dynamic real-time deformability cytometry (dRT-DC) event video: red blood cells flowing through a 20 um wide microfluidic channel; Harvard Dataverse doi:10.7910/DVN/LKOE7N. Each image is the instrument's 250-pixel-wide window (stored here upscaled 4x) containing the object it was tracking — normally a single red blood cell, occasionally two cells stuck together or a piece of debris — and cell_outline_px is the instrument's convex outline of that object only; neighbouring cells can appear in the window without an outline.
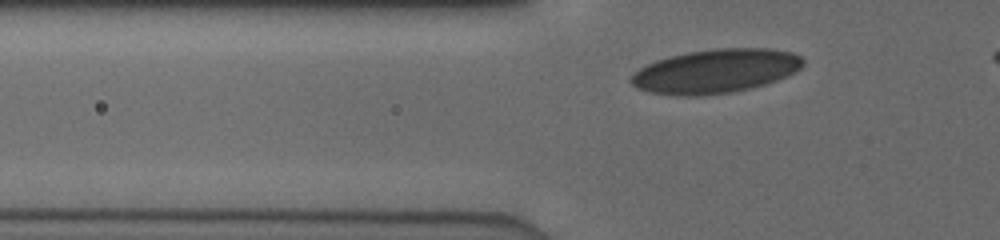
{"species": "human", "species_latin": "Homo sapiens", "temperature_condition": "cold", "stored_images_in_passage": 33, "camera_frame_rate_fps": 3000, "um_per_image_px": 0.085, "donor": {"sex": "male"}, "frame": {"image": 1, "passage_image": 6, "time_ms": 1.667, "image_size_px": [1000, 240], "cell_outline_px": [[804, 60], [800, 68], [776, 80], [728, 92], [652, 92], [640, 88], [632, 84], [632, 76], [640, 68], [656, 60], [672, 56], [692, 52], [724, 48], [764, 48], [788, 52], [800, 56]], "centroid_in_image_um": [60.87, 5.98], "position_along_channel_um": 64.9, "area_um2": 41.27}}
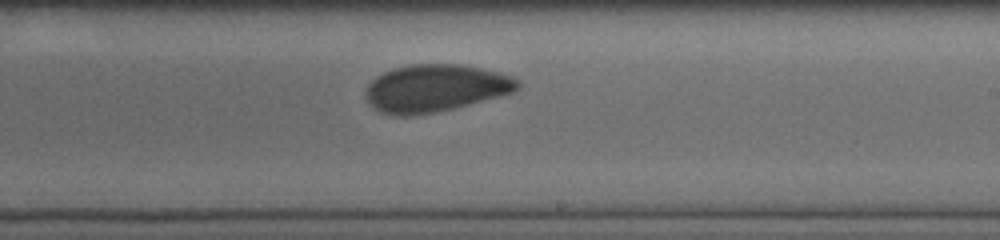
{"frame": {"image": 2, "passage_image": 21, "time_ms": 6.667, "image_size_px": [1000, 240], "cell_outline_px": [[520, 84], [512, 92], [432, 112], [384, 112], [376, 108], [368, 100], [368, 84], [372, 80], [396, 68], [420, 64], [452, 64], [476, 68], [508, 76], [516, 80]], "centroid_in_image_um": [37.01, 7.45], "position_along_channel_um": 252.0, "area_um2": 38.84}}
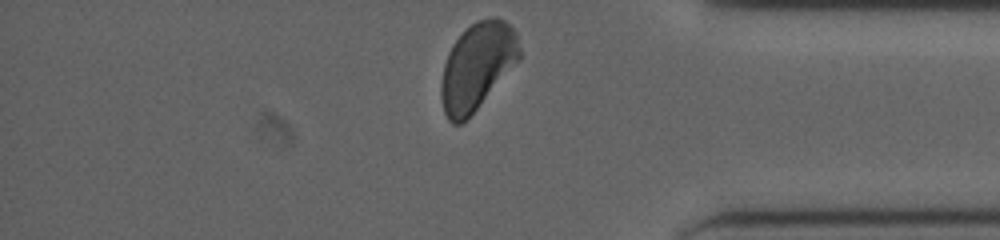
{"frame": {"image": 3, "passage_image": 33, "time_ms": 10.667, "image_size_px": [1000, 240], "cell_outline_px": [[520, 56], [476, 108], [460, 124], [452, 124], [448, 120], [444, 112], [440, 92], [440, 88], [444, 64], [448, 52], [452, 44], [476, 20], [504, 20], [512, 28], [516, 36], [520, 48]], "centroid_in_image_um": [40.5, 5.65], "position_along_channel_um": 394.7, "area_um2": 38.09}, "authors_computed_cell_mechanics": {"area_um2": 39.6508, "velocity_mm_per_s": 3.8893, "shape_relaxation_time_tau1_ms": 5.4151, "shape_relaxation_time_tau2_ms": 1.5127, "deformation_change_tau1": 0.1152, "deformation_change_tau2": 0.0596}}